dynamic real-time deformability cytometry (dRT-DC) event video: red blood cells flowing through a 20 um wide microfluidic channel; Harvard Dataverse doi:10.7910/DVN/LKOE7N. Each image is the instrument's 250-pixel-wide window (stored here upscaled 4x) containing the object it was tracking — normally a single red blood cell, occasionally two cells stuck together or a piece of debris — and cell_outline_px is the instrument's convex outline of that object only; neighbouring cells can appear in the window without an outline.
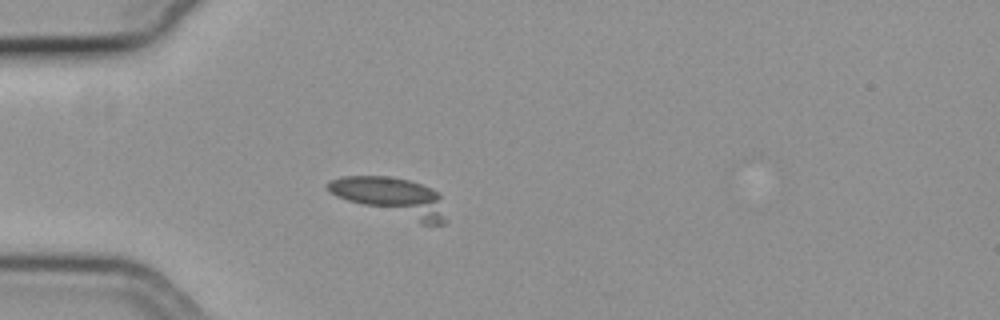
{"species": "common noctule bat (a hibernating species)", "species_latin": "Nyctalus noctula", "temperature_condition": "cold", "stored_images_in_passage": 51, "camera_frame_rate_fps": 3000, "um_per_image_px": 0.085, "animal": {"sex": "female", "body_mass_g": 19.3, "forearm_length_mm": 54.1}, "frame": {"image": 1, "passage_image": 12, "time_ms": 3.667, "image_size_px": [1000, 320], "cell_outline_px": [[448, 220], [444, 224], [420, 224], [336, 196], [328, 192], [328, 184], [332, 180], [344, 176], [388, 176], [408, 180], [432, 188], [440, 196]], "centroid_in_image_um": [33.35, 16.77], "position_along_channel_um": 51.6, "area_um2": 26.53}}